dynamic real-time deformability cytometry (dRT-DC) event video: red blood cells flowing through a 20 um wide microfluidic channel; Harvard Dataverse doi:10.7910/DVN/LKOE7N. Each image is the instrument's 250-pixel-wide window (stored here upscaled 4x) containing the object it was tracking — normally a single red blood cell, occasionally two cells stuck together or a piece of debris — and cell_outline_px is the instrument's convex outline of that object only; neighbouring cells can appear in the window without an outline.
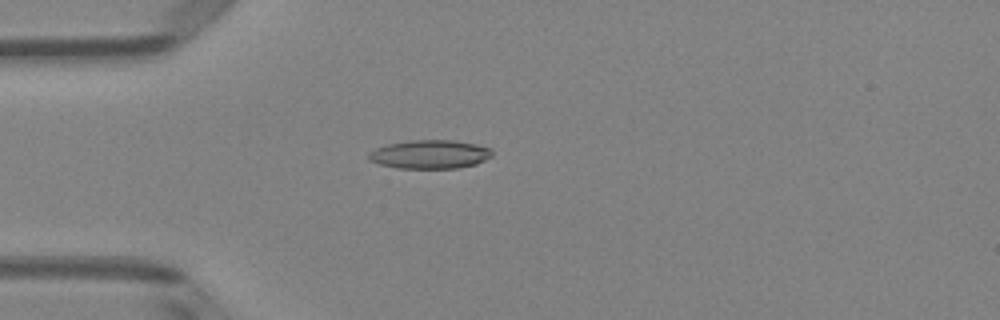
{"species": "Egyptian fruit bat (a non-hibernating species)", "species_latin": "Rousettus aegyptiacus", "temperature_condition": "room temperature", "stored_images_in_passage": 5, "camera_frame_rate_fps": 3000, "um_per_image_px": 0.085, "animal": {"sex": "female"}, "frame": {"image": 1, "passage_image": 4, "time_ms": 1.0, "image_size_px": [1000, 320], "cell_outline_px": [[492, 156], [476, 164], [456, 168], [396, 168], [380, 164], [368, 160], [368, 152], [376, 148], [388, 144], [412, 140], [452, 140], [476, 144], [492, 148]], "centroid_in_image_um": [36.54, 13.11], "position_along_channel_um": 48.5, "area_um2": 20.63}}